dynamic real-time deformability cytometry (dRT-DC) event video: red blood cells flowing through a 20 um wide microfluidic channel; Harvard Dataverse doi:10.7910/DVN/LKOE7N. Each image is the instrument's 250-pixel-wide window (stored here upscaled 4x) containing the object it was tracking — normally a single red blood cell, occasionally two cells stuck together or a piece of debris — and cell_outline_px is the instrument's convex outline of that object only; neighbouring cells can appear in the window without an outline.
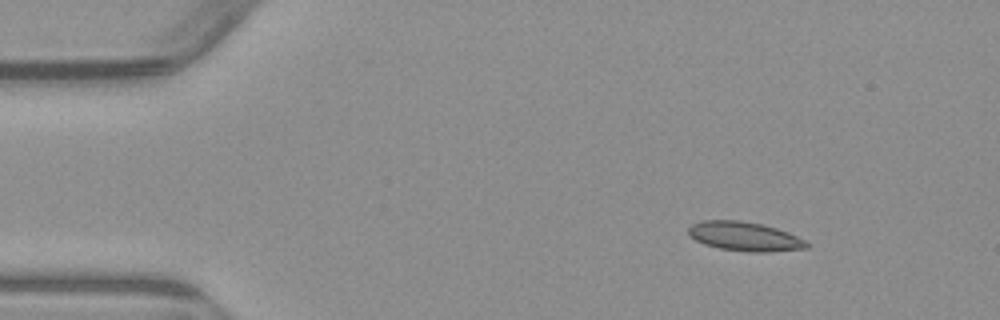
{"species": "common noctule bat (a hibernating species)", "species_latin": "Nyctalus noctula", "temperature_condition": "warm", "stored_images_in_passage": 6, "camera_frame_rate_fps": 3000, "um_per_image_px": 0.085, "animal": {"sex": "male", "body_mass_g": 23.1, "forearm_length_mm": 52.7}, "frame": {"image": 1, "passage_image": 2, "time_ms": 2.0, "image_size_px": [1000, 320], "cell_outline_px": [[812, 244], [808, 248], [768, 252], [752, 252], [720, 248], [704, 244], [688, 236], [688, 228], [692, 224], [700, 220], [740, 220], [760, 224], [776, 228], [788, 232]], "centroid_in_image_um": [63.29, 20.09], "position_along_channel_um": 21.7, "area_um2": 20.11}}
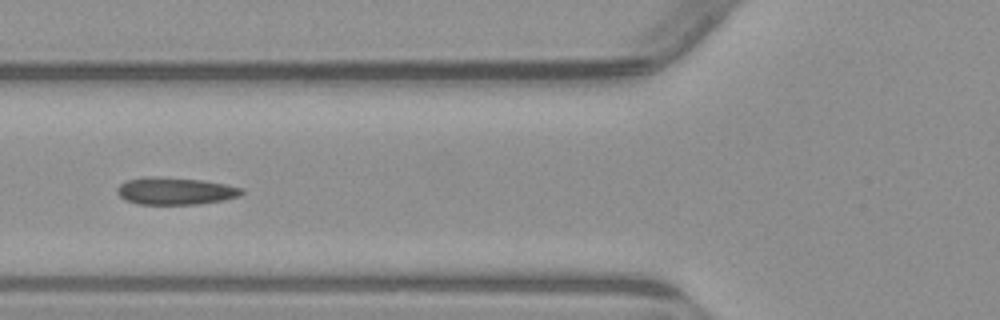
{"frame": {"image": 2, "passage_image": 5, "time_ms": 6.333, "image_size_px": [1000, 320], "cell_outline_px": [[244, 192], [240, 196], [224, 200], [200, 204], [136, 204], [124, 200], [116, 192], [116, 188], [120, 184], [128, 180], [200, 180], [224, 184], [240, 188]], "centroid_in_image_um": [14.94, 16.31], "position_along_channel_um": 110.9, "area_um2": 18.61}}
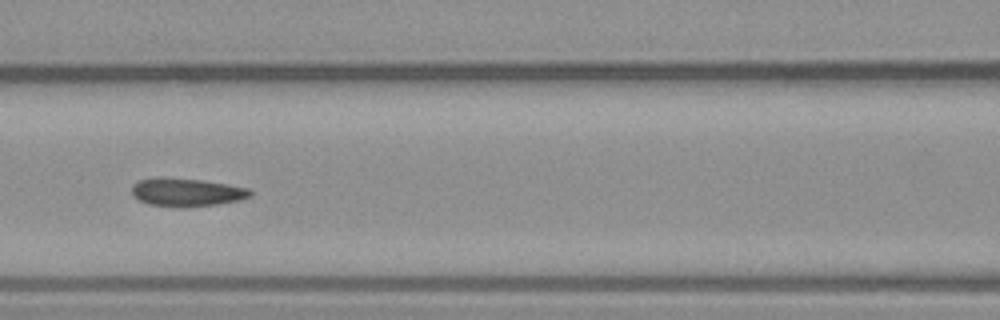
{"frame": {"image": 3, "passage_image": 6, "time_ms": 7.333, "image_size_px": [1000, 320], "cell_outline_px": [[252, 196], [240, 200], [216, 204], [184, 208], [172, 208], [148, 204], [132, 196], [132, 184], [140, 180], [200, 180], [248, 188], [252, 192]], "centroid_in_image_um": [15.89, 16.41], "position_along_channel_um": 150.7, "area_um2": 18.84}}